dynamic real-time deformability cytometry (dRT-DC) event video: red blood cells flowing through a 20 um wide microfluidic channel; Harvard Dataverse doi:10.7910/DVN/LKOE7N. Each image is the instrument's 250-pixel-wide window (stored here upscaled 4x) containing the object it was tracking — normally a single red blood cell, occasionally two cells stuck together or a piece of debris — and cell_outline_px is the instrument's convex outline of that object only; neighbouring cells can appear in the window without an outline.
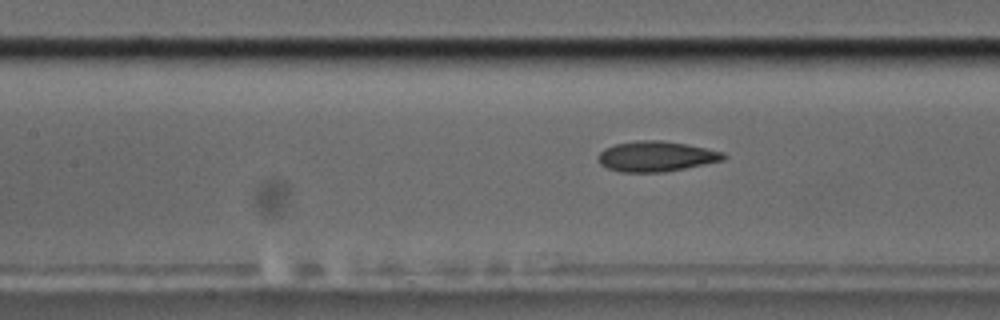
{"species": "common noctule bat (a hibernating species)", "species_latin": "Nyctalus noctula", "temperature_condition": "cold", "stored_images_in_passage": 10, "segment_of_instrument_passage": [2, 2], "camera_frame_rate_fps": 3000, "um_per_image_px": 0.085, "animal": {"sex": "male", "body_mass_g": 17.5, "forearm_length_mm": 52.3}, "frame": {"image": 1, "passage_image": 10, "time_ms": 12.333, "image_size_px": [1000, 320], "cell_outline_px": [[728, 156], [724, 160], [664, 172], [620, 172], [608, 168], [600, 164], [596, 156], [604, 148], [616, 144], [636, 140], [660, 140], [688, 144], [724, 152]], "centroid_in_image_um": [55.76, 13.28], "position_along_channel_um": 151.6, "area_um2": 22.25}}